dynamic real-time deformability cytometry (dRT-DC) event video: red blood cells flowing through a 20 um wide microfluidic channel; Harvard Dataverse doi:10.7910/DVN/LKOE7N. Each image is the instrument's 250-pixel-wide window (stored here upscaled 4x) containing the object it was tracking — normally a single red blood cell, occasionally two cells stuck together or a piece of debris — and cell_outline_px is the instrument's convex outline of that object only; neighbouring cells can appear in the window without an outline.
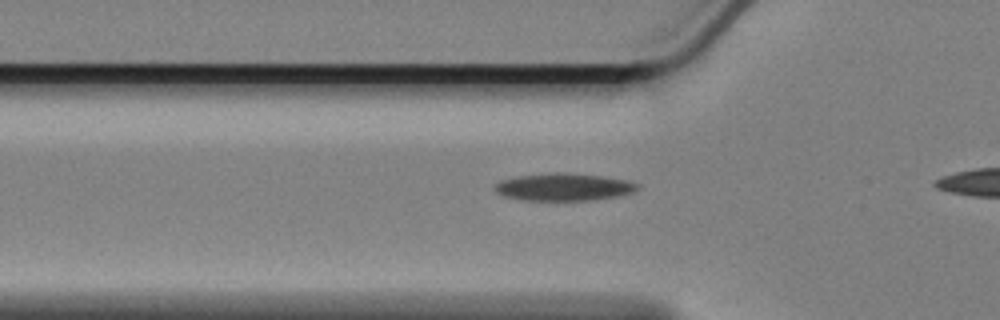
{"species": "Egyptian fruit bat (a non-hibernating species)", "species_latin": "Rousettus aegyptiacus", "temperature_condition": "cold", "stored_images_in_passage": 32, "camera_frame_rate_fps": 3000, "um_per_image_px": 0.085, "animal": {"sex": "female"}, "frame": {"image": 1, "passage_image": 3, "time_ms": 0.667, "image_size_px": [1000, 320], "cell_outline_px": [[640, 184], [632, 192], [616, 196], [588, 200], [520, 200], [504, 196], [496, 192], [496, 184], [500, 180], [520, 176], [556, 172], [568, 172], [600, 176], [628, 180]], "centroid_in_image_um": [47.9, 15.89], "position_along_channel_um": 77.9, "area_um2": 22.54}}
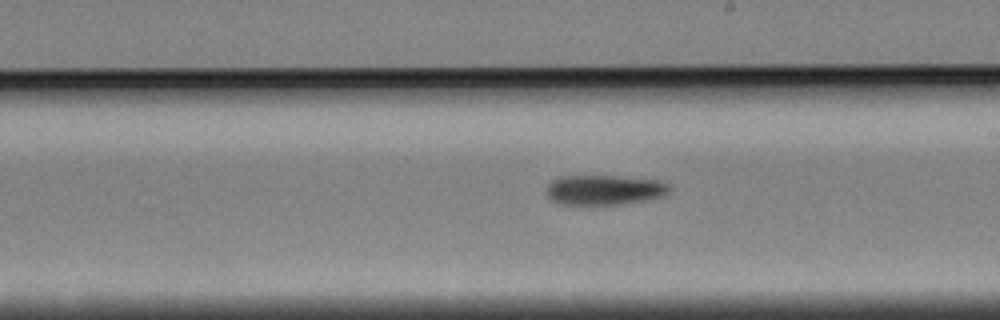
{"frame": {"image": 2, "passage_image": 17, "time_ms": 5.333, "image_size_px": [1000, 320], "cell_outline_px": [[668, 192], [664, 196], [644, 200], [616, 204], [560, 204], [552, 200], [548, 196], [548, 184], [552, 180], [560, 176], [616, 176], [660, 180], [668, 184]], "centroid_in_image_um": [51.36, 16.13], "position_along_channel_um": 237.6, "area_um2": 21.15}}
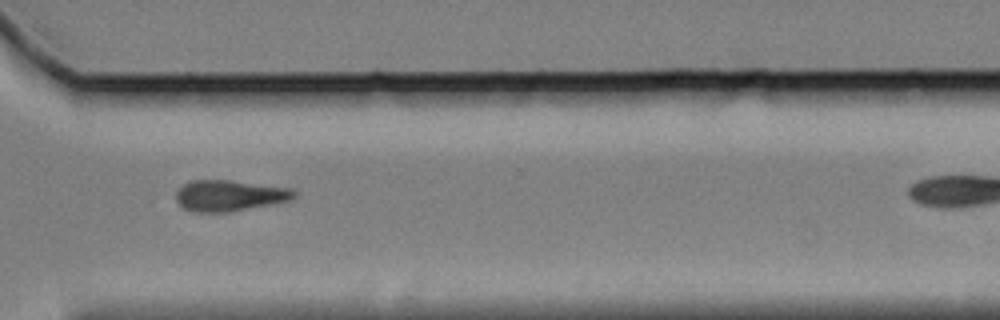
{"frame": {"image": 3, "passage_image": 27, "time_ms": 8.667, "image_size_px": [1000, 320], "cell_outline_px": [[296, 196], [292, 200], [228, 212], [192, 212], [184, 208], [176, 200], [176, 192], [184, 184], [192, 180], [228, 180], [292, 188], [296, 192]], "centroid_in_image_um": [19.51, 16.62], "position_along_channel_um": 351.1, "area_um2": 21.27}}